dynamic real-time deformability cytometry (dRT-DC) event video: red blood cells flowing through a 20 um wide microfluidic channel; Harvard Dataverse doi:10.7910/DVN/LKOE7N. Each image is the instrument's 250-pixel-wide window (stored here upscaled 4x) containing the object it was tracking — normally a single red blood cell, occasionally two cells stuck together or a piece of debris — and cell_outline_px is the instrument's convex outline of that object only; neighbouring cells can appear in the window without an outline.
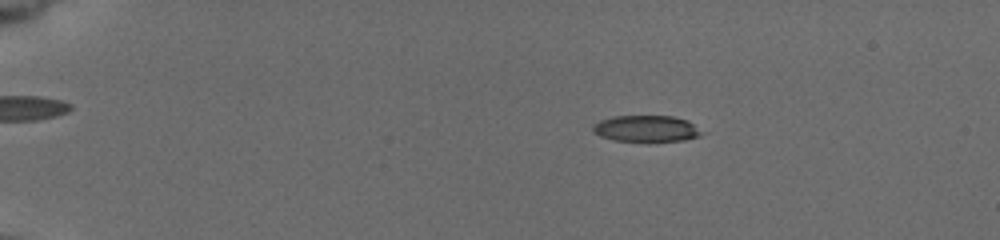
{"species": "common noctule bat (a hibernating species)", "species_latin": "Nyctalus noctula", "temperature_condition": "cold", "stored_images_in_passage": 47, "camera_frame_rate_fps": 3000, "um_per_image_px": 0.085, "animal": {"sex": "female", "body_mass_g": 19.5, "forearm_length_mm": 54.1}, "frame": {"image": 1, "passage_image": 28, "time_ms": 4.0, "image_size_px": [1000, 240], "cell_outline_px": [[704, 132], [700, 136], [684, 140], [612, 140], [600, 136], [592, 132], [592, 128], [600, 120], [612, 116], [672, 116], [688, 120]], "centroid_in_image_um": [54.94, 10.91], "position_along_channel_um": 30.1, "area_um2": 16.47}}
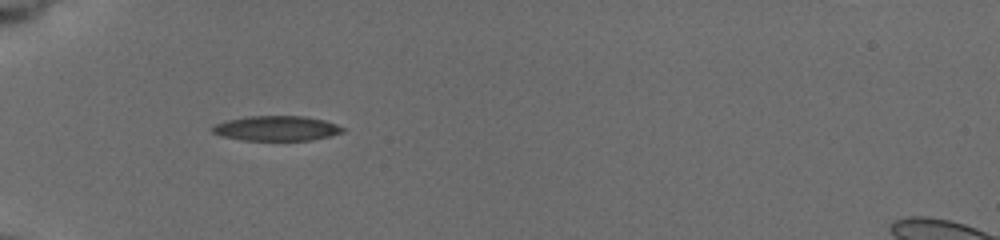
{"frame": {"image": 2, "passage_image": 46, "time_ms": 7.0, "image_size_px": [1000, 240], "cell_outline_px": [[344, 132], [312, 140], [244, 140], [224, 136], [212, 132], [212, 128], [216, 124], [224, 120], [248, 116], [304, 116], [324, 120], [336, 124], [344, 128]], "centroid_in_image_um": [23.51, 10.9], "position_along_channel_um": 61.5, "area_um2": 18.79}}